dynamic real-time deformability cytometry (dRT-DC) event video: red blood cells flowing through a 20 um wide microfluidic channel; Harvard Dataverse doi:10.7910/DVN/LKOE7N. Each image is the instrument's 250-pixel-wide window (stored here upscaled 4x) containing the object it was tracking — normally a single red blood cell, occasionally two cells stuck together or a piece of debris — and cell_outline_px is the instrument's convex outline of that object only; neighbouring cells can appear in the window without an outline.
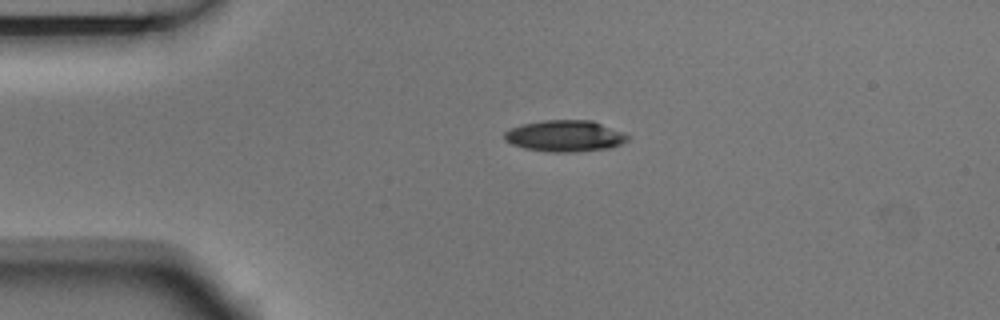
{"species": "Egyptian fruit bat (a non-hibernating species)", "species_latin": "Rousettus aegyptiacus", "temperature_condition": "room temperature", "stored_images_in_passage": 2, "camera_frame_rate_fps": 3000, "um_per_image_px": 0.085, "animal": {"sex": "male"}, "frame": {"image": 1, "passage_image": 1, "time_ms": 0.0, "image_size_px": [1000, 320], "cell_outline_px": [[628, 140], [620, 144], [608, 148], [576, 152], [548, 152], [524, 148], [512, 144], [504, 140], [504, 132], [520, 124], [544, 120], [592, 120], [620, 132], [628, 136]], "centroid_in_image_um": [47.96, 11.56], "position_along_channel_um": 37.0, "area_um2": 22.37}}